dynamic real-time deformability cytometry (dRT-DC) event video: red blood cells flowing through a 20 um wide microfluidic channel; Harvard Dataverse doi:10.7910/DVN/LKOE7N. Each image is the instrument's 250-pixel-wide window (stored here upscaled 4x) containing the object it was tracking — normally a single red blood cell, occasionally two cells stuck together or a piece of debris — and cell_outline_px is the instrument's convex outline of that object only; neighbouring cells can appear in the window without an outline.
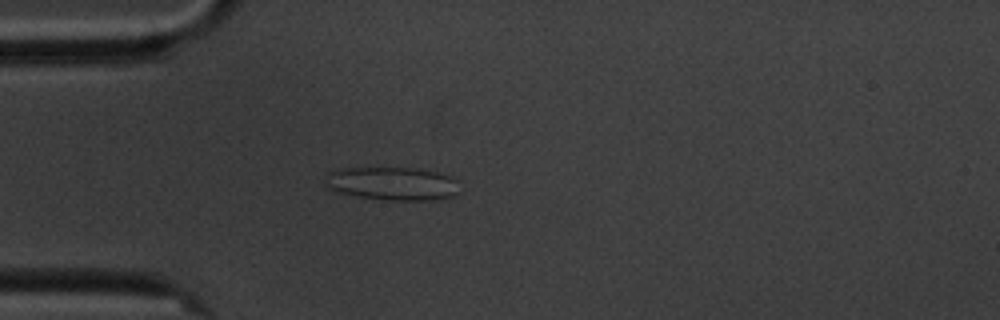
{"species": "common noctule bat (a hibernating species)", "species_latin": "Nyctalus noctula", "temperature_condition": "cold", "stored_images_in_passage": 4, "camera_frame_rate_fps": 3000, "um_per_image_px": 0.085, "animal": {"sex": "male", "body_mass_g": 20.1, "forearm_length_mm": 53.5}, "frame": {"image": 1, "passage_image": 3, "time_ms": 2.333, "image_size_px": [1000, 320], "cell_outline_px": [[456, 192], [452, 196], [436, 200], [384, 200], [356, 196], [340, 192], [328, 188], [324, 184], [328, 172], [340, 168], [416, 168], [436, 172], [452, 176], [456, 180]], "centroid_in_image_um": [33.32, 15.6], "position_along_channel_um": 51.7, "area_um2": 26.01}}